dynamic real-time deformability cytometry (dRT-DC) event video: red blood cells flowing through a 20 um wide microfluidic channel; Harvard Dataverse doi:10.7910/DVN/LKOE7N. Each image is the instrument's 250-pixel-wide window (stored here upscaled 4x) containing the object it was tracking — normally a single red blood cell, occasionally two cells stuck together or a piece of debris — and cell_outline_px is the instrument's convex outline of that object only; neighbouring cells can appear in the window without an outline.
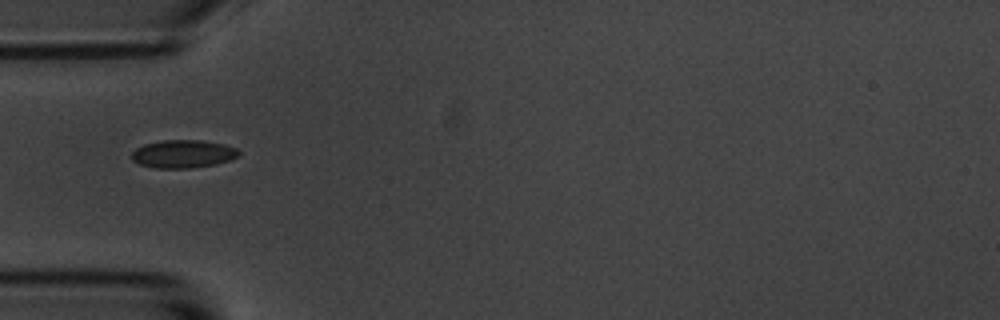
{"species": "common noctule bat (a hibernating species)", "species_latin": "Nyctalus noctula", "temperature_condition": "room temperature", "stored_images_in_passage": 2, "camera_frame_rate_fps": 3000, "um_per_image_px": 0.085, "animal": {"sex": "male", "body_mass_g": 20.1, "forearm_length_mm": 53.5}, "frame": {"image": 1, "passage_image": 1, "time_ms": 0.0, "image_size_px": [1000, 320], "cell_outline_px": [[240, 156], [216, 164], [192, 168], [156, 168], [140, 164], [132, 160], [132, 152], [136, 148], [144, 144], [160, 140], [200, 140], [224, 144], [236, 148], [240, 152]], "centroid_in_image_um": [15.56, 13.08], "position_along_channel_um": 69.4, "area_um2": 17.51}}
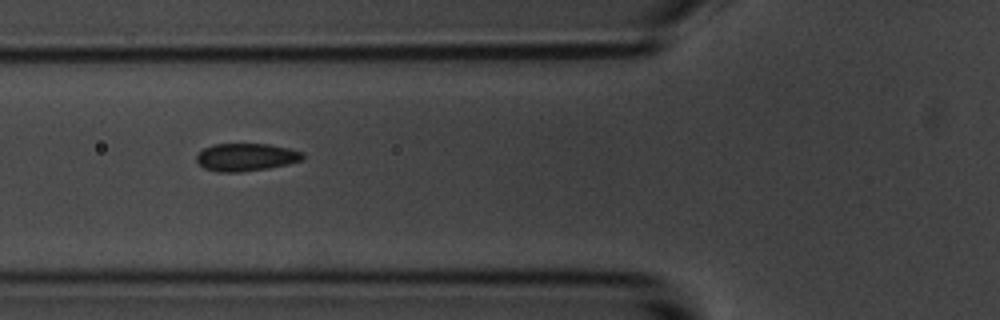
{"frame": {"image": 2, "passage_image": 2, "time_ms": 1.0, "image_size_px": [1000, 320], "cell_outline_px": [[304, 156], [300, 160], [288, 164], [268, 168], [240, 172], [220, 172], [204, 168], [196, 160], [196, 156], [204, 148], [212, 144], [268, 144], [288, 148], [304, 152]], "centroid_in_image_um": [20.91, 13.35], "position_along_channel_um": 104.9, "area_um2": 17.05}}